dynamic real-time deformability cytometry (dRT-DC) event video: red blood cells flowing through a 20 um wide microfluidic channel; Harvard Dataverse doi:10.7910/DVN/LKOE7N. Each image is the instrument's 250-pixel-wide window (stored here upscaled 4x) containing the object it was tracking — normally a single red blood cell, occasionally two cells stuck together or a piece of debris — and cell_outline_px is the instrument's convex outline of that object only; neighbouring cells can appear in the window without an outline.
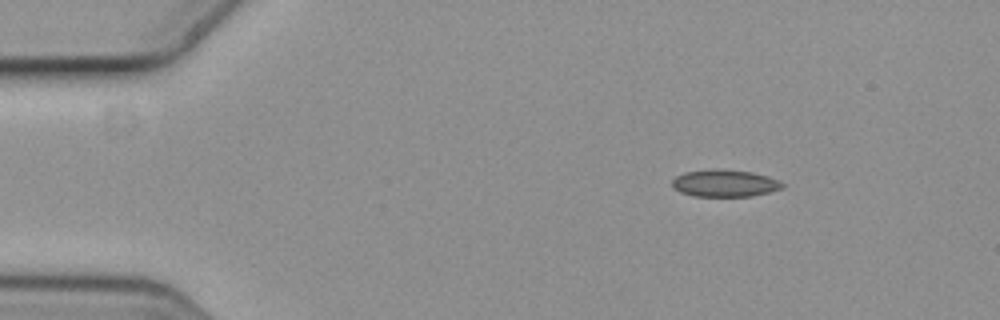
{"species": "common noctule bat (a hibernating species)", "species_latin": "Nyctalus noctula", "temperature_condition": "cold", "stored_images_in_passage": 4, "camera_frame_rate_fps": 3000, "um_per_image_px": 0.085, "animal": {"sex": "female", "body_mass_g": 19.3, "forearm_length_mm": 54.1}, "frame": {"image": 1, "passage_image": 2, "time_ms": 0.333, "image_size_px": [1000, 320], "cell_outline_px": [[784, 188], [752, 196], [692, 196], [680, 192], [672, 184], [672, 180], [676, 176], [684, 172], [712, 168], [720, 168], [752, 172], [768, 176], [780, 180], [784, 184]], "centroid_in_image_um": [61.62, 15.56], "position_along_channel_um": 23.4, "area_um2": 17.63}}